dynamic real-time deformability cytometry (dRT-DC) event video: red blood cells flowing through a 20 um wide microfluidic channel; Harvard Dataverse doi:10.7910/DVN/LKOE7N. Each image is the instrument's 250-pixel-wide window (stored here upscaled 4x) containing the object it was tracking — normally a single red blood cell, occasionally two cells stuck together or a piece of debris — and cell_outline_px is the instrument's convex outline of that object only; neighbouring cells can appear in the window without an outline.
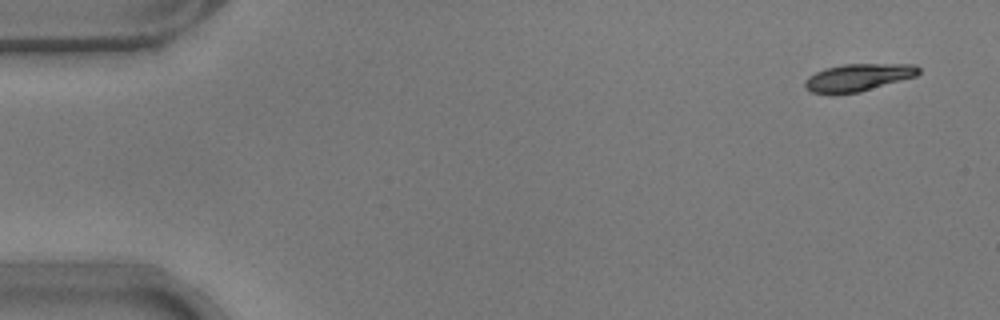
{"species": "common noctule bat (a hibernating species)", "species_latin": "Nyctalus noctula", "temperature_condition": "warm", "stored_images_in_passage": 54, "camera_frame_rate_fps": 3000, "um_per_image_px": 0.085, "animal": {"sex": "male", "body_mass_g": 17.9}, "frame": {"image": 1, "passage_image": 3, "time_ms": 0.667, "image_size_px": [1000, 320], "cell_outline_px": [[920, 72], [916, 76], [860, 92], [832, 96], [812, 92], [804, 84], [808, 76], [824, 68], [844, 64], [916, 64], [920, 68]], "centroid_in_image_um": [72.93, 6.6], "position_along_channel_um": 12.1, "area_um2": 18.44}}
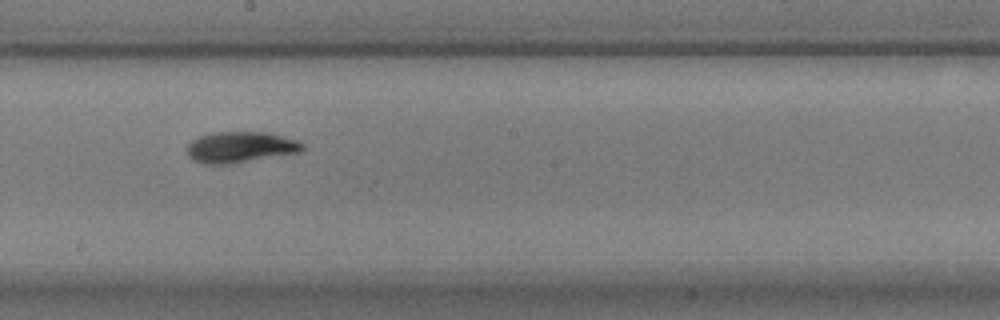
{"frame": {"image": 2, "passage_image": 30, "time_ms": 9.667, "image_size_px": [1000, 320], "cell_outline_px": [[304, 148], [300, 152], [228, 164], [204, 164], [192, 160], [188, 156], [188, 144], [192, 140], [200, 136], [212, 132], [268, 132], [300, 140], [304, 144]], "centroid_in_image_um": [20.45, 12.5], "position_along_channel_um": 227.7, "area_um2": 20.92}}
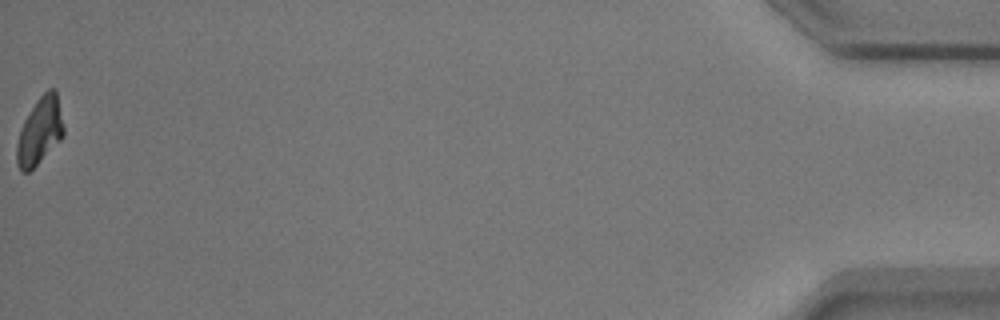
{"frame": {"image": 3, "passage_image": 54, "time_ms": 17.667, "image_size_px": [1000, 320], "cell_outline_px": [[64, 136], [28, 172], [20, 172], [16, 164], [16, 144], [24, 120], [36, 100], [48, 88], [56, 88], [64, 124]], "centroid_in_image_um": [3.39, 11.11], "position_along_channel_um": 431.8, "area_um2": 18.32}, "authors_computed_cell_mechanics": {"area_um2": 19.1029, "velocity_mm_per_s": 3.7621, "shape_relaxation_time_tau1_ms": 2.7372, "shape_relaxation_time_tau2_ms": 4.3966, "deformation_change_tau1": 0.137, "deformation_change_tau2": 0.0863}}